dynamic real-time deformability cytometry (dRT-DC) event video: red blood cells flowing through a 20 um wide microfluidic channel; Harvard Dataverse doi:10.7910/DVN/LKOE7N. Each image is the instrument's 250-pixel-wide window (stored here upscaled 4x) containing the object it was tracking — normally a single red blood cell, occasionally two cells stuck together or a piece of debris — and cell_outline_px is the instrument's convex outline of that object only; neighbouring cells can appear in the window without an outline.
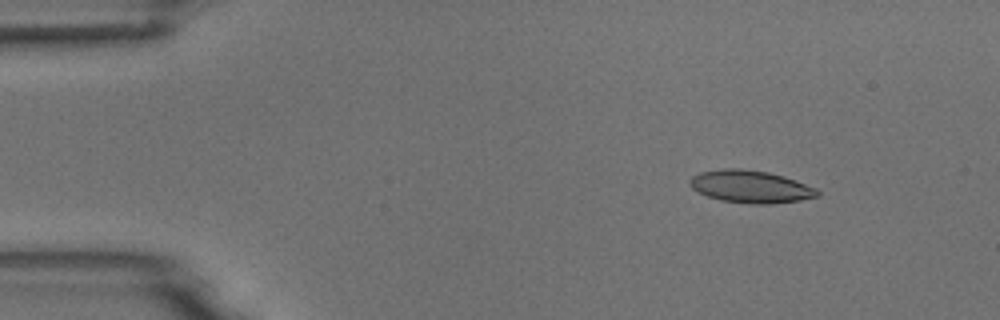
{"species": "common noctule bat (a hibernating species)", "species_latin": "Nyctalus noctula", "temperature_condition": "room temperature", "stored_images_in_passage": 50, "camera_frame_rate_fps": 3000, "um_per_image_px": 0.085, "animal": {"sex": "male", "body_mass_g": 18.8}, "frame": {"image": 1, "passage_image": 2, "time_ms": 0.333, "image_size_px": [1000, 320], "cell_outline_px": [[820, 196], [800, 200], [772, 204], [752, 204], [720, 200], [708, 196], [692, 188], [688, 184], [688, 180], [692, 176], [700, 172], [724, 168], [740, 168], [768, 172], [784, 176], [796, 180], [816, 188], [820, 192]], "centroid_in_image_um": [63.81, 15.86], "position_along_channel_um": 21.2, "area_um2": 24.28}}
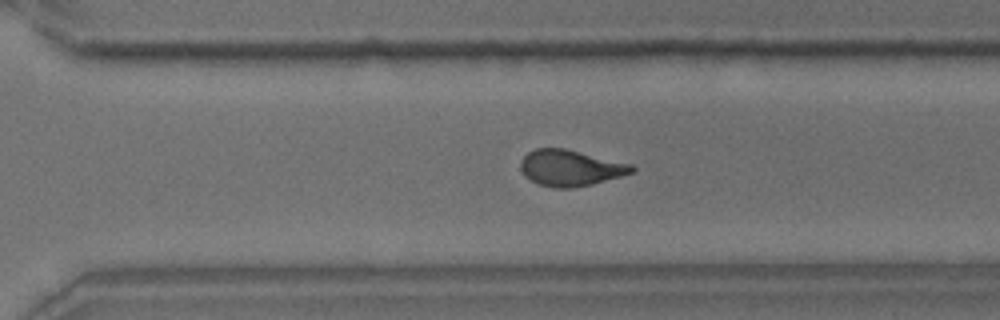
{"frame": {"image": 2, "passage_image": 33, "time_ms": 10.667, "image_size_px": [1000, 320], "cell_outline_px": [[636, 168], [632, 172], [620, 176], [592, 184], [572, 188], [556, 188], [540, 184], [524, 176], [520, 168], [520, 160], [528, 152], [536, 148], [564, 148], [632, 164]], "centroid_in_image_um": [48.46, 14.27], "position_along_channel_um": 322.1, "area_um2": 23.24}}
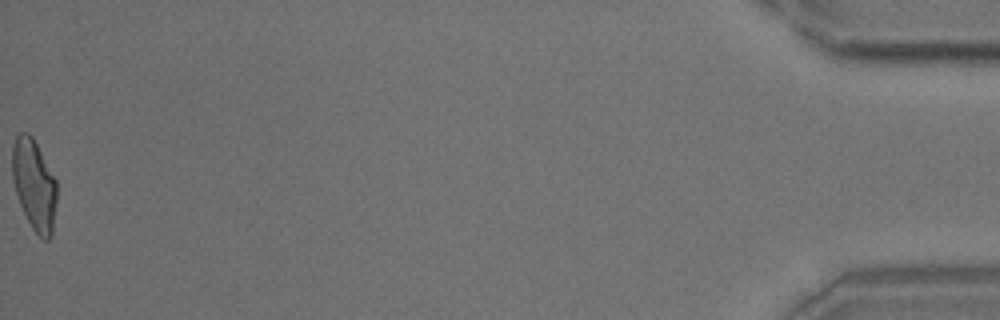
{"frame": {"image": 3, "passage_image": 50, "time_ms": 16.333, "image_size_px": [1000, 320], "cell_outline_px": [[56, 204], [52, 236], [48, 240], [44, 240], [32, 228], [20, 204], [16, 192], [12, 176], [12, 144], [16, 136], [20, 132], [28, 132], [32, 136], [56, 180]], "centroid_in_image_um": [2.9, 15.69], "position_along_channel_um": 432.3, "area_um2": 23.41}, "authors_computed_cell_mechanics": {"area_um2": 23.5535, "velocity_mm_per_s": 3.6998, "shape_relaxation_time_tau1_ms": 8.2931, "shape_relaxation_time_tau2_ms": 1.2813, "deformation_change_tau1": 0.2336, "deformation_change_tau2": 0.084}}